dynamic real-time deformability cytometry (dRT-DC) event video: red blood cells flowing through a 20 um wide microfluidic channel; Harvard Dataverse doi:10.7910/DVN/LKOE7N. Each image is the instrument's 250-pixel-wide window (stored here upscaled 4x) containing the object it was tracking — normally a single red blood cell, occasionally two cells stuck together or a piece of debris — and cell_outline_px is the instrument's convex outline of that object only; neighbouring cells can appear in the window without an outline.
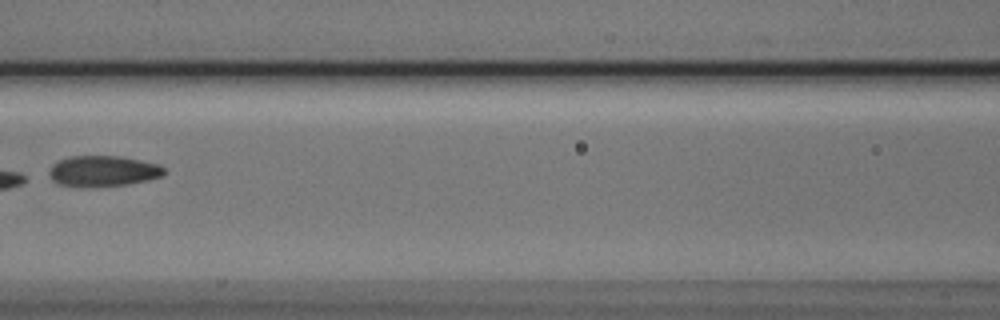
{"species": "Egyptian fruit bat (a non-hibernating species)", "species_latin": "Rousettus aegyptiacus", "temperature_condition": "cold", "stored_images_in_passage": 8, "camera_frame_rate_fps": 3000, "um_per_image_px": 0.085, "animal": {"sex": "male"}, "frame": {"image": 1, "passage_image": 7, "time_ms": 2.0, "image_size_px": [1000, 320], "cell_outline_px": [[164, 172], [160, 176], [148, 180], [124, 184], [60, 184], [52, 180], [48, 172], [52, 164], [60, 160], [72, 156], [120, 156], [160, 164], [164, 168]], "centroid_in_image_um": [8.78, 14.48], "position_along_channel_um": 157.8, "area_um2": 19.65}}
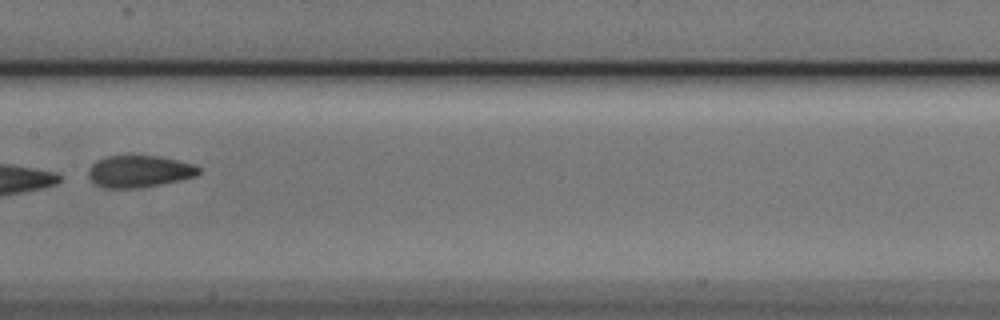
{"frame": {"image": 2, "passage_image": 8, "time_ms": 2.333, "image_size_px": [1000, 320], "cell_outline_px": [[200, 172], [196, 176], [180, 180], [140, 188], [104, 188], [96, 184], [88, 176], [88, 168], [92, 164], [108, 156], [160, 156], [196, 164], [200, 168]], "centroid_in_image_um": [11.87, 14.57], "position_along_channel_um": 195.5, "area_um2": 20.52}}